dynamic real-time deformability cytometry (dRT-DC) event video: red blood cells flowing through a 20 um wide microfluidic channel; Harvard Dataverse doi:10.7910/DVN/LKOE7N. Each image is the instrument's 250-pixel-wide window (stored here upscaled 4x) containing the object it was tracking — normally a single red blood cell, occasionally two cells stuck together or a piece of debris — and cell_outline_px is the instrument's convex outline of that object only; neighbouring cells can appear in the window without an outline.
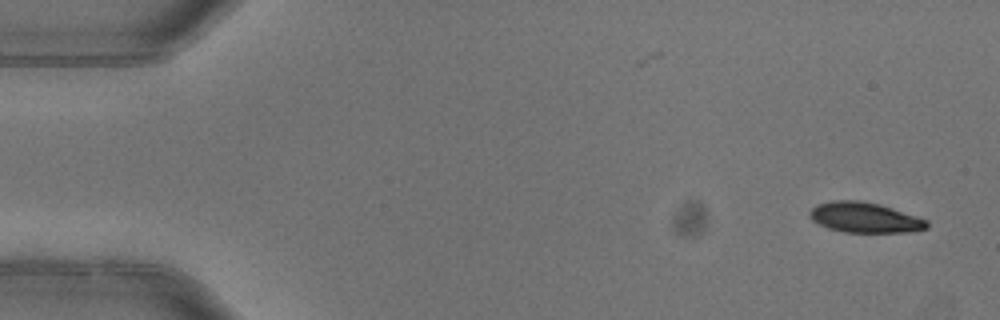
{"species": "common noctule bat (a hibernating species)", "species_latin": "Nyctalus noctula", "temperature_condition": "warm", "stored_images_in_passage": 2, "camera_frame_rate_fps": 3000, "um_per_image_px": 0.085, "animal": {"sex": "female"}, "frame": {"image": 1, "passage_image": 2, "time_ms": 0.333, "image_size_px": [1000, 320], "cell_outline_px": [[928, 228], [912, 232], [844, 232], [828, 228], [816, 224], [808, 216], [808, 212], [816, 204], [832, 200], [860, 200], [880, 204], [928, 220]], "centroid_in_image_um": [73.46, 18.48], "position_along_channel_um": 11.5, "area_um2": 20.92}}